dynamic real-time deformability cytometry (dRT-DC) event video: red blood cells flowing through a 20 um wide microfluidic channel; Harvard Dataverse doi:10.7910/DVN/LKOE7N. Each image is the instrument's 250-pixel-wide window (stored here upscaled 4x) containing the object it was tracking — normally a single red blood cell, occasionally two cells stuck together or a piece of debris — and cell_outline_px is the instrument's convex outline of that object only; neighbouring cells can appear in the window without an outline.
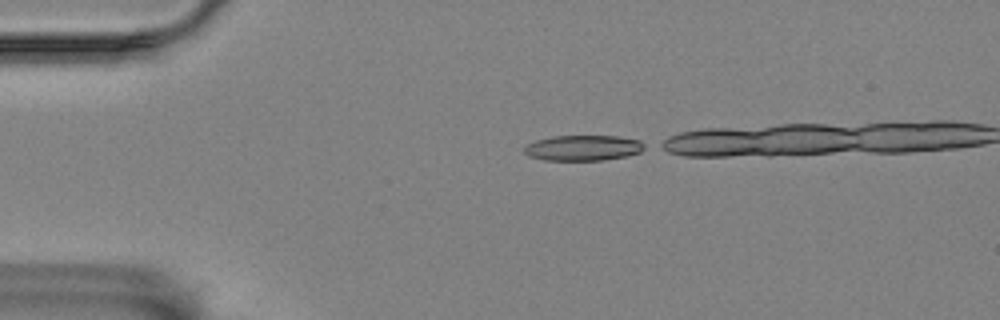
{"species": "Egyptian fruit bat (a non-hibernating species)", "species_latin": "Rousettus aegyptiacus", "temperature_condition": "room temperature", "stored_images_in_passage": 14, "camera_frame_rate_fps": 3000, "um_per_image_px": 0.085, "animal": {"sex": "female"}, "frame": {"image": 1, "passage_image": 1, "time_ms": 0.0, "image_size_px": [1000, 320], "cell_outline_px": [[648, 148], [640, 152], [628, 156], [604, 160], [544, 160], [528, 156], [524, 152], [524, 148], [528, 144], [536, 140], [552, 136], [616, 136], [640, 140], [648, 144]], "centroid_in_image_um": [49.63, 12.57], "position_along_channel_um": 35.4, "area_um2": 18.09}}
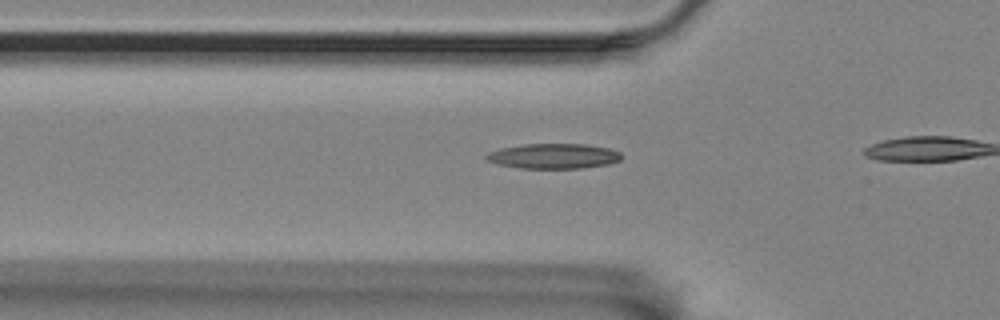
{"frame": {"image": 2, "passage_image": 8, "time_ms": 2.333, "image_size_px": [1000, 320], "cell_outline_px": [[624, 156], [620, 160], [608, 164], [580, 168], [520, 168], [496, 164], [488, 160], [484, 156], [488, 152], [500, 148], [524, 144], [588, 144], [608, 148], [620, 152]], "centroid_in_image_um": [47.05, 13.26], "position_along_channel_um": 78.7, "area_um2": 19.83}}
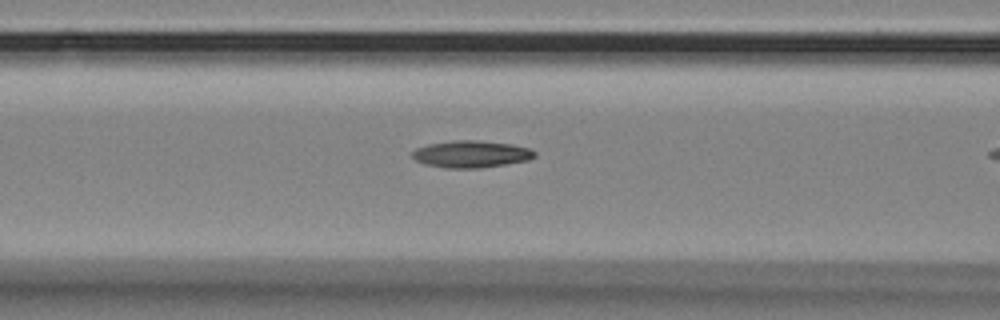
{"frame": {"image": 3, "passage_image": 12, "time_ms": 3.667, "image_size_px": [1000, 320], "cell_outline_px": [[536, 156], [528, 160], [480, 168], [444, 168], [424, 164], [416, 160], [412, 156], [412, 152], [416, 148], [428, 144], [452, 140], [476, 140], [512, 144], [532, 148], [536, 152]], "centroid_in_image_um": [40.06, 13.09], "position_along_channel_um": 126.5, "area_um2": 19.36}}